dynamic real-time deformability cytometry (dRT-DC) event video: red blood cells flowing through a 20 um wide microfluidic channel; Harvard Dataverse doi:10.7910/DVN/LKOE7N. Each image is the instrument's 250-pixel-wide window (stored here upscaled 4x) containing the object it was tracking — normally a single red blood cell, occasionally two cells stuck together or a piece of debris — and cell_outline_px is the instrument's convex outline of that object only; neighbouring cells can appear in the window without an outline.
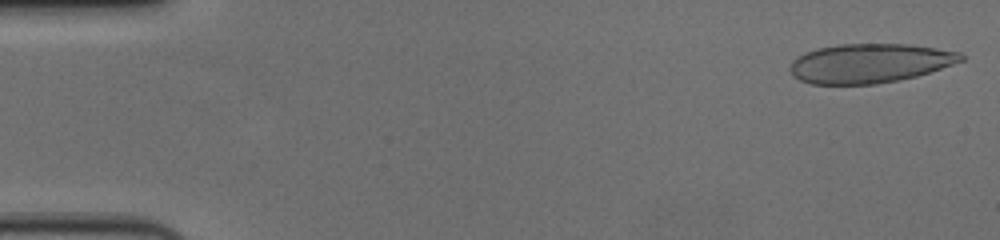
{"species": "human", "species_latin": "Homo sapiens", "temperature_condition": "cold", "stored_images_in_passage": 55, "camera_frame_rate_fps": 3000, "um_per_image_px": 0.085, "donor": {"sex": "female"}, "frame": {"image": 1, "passage_image": 1, "time_ms": 0.0, "image_size_px": [1000, 240], "cell_outline_px": [[964, 60], [916, 76], [900, 80], [876, 84], [812, 84], [800, 80], [792, 76], [788, 68], [792, 60], [796, 56], [804, 52], [816, 48], [840, 44], [908, 44], [936, 48], [960, 52], [964, 56]], "centroid_in_image_um": [73.86, 5.37], "position_along_channel_um": 11.1, "area_um2": 39.25}}
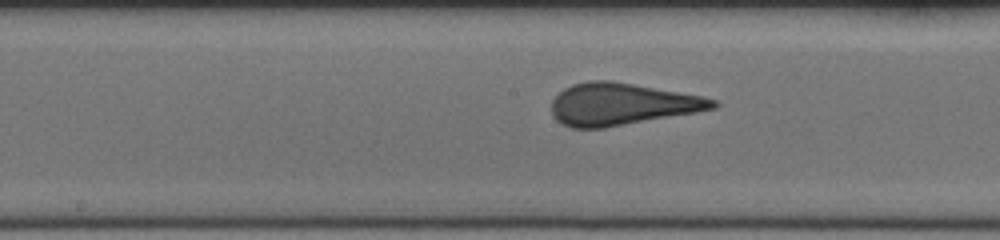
{"frame": {"image": 2, "passage_image": 28, "time_ms": 9.0, "image_size_px": [1000, 240], "cell_outline_px": [[720, 104], [716, 108], [696, 112], [604, 128], [572, 128], [556, 120], [552, 116], [552, 100], [564, 88], [572, 84], [588, 80], [612, 80], [704, 96], [716, 100]], "centroid_in_image_um": [52.85, 8.84], "position_along_channel_um": 195.4, "area_um2": 39.65}}
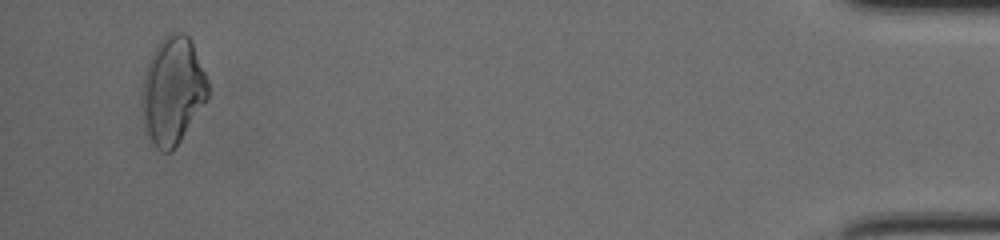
{"frame": {"image": 3, "passage_image": 53, "time_ms": 17.333, "image_size_px": [1000, 240], "cell_outline_px": [[208, 96], [180, 140], [172, 152], [160, 152], [152, 144], [144, 132], [144, 80], [148, 64], [152, 52], [156, 44], [168, 32], [184, 32], [192, 40], [208, 80]], "centroid_in_image_um": [14.69, 7.68], "position_along_channel_um": 420.5, "area_um2": 40.86}, "authors_computed_cell_mechanics": {"area_um2": 39.5352, "velocity_mm_per_s": 3.6465, "shape_relaxation_time_tau1_ms": 9.3447, "shape_relaxation_time_tau2_ms": null, "deformation_change_tau1": 0.2163, "deformation_change_tau2": null}}